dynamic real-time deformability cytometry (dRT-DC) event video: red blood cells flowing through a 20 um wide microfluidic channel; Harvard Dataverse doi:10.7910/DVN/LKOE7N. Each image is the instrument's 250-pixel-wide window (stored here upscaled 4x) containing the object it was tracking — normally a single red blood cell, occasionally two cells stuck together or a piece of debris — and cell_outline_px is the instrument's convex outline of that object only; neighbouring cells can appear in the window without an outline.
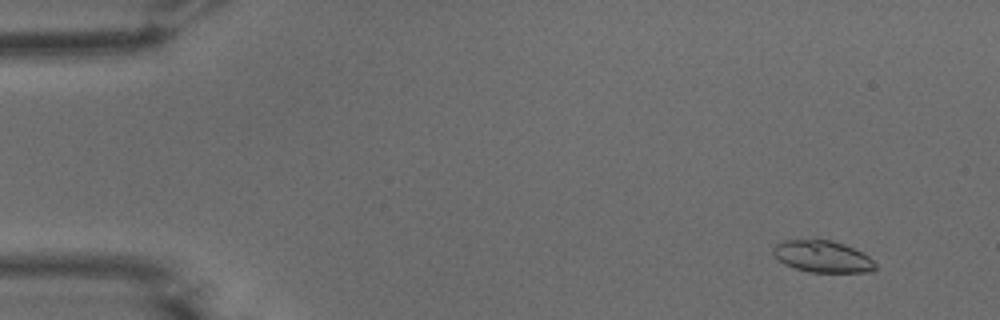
{"species": "common noctule bat (a hibernating species)", "species_latin": "Nyctalus noctula", "temperature_condition": "warm", "stored_images_in_passage": 52, "camera_frame_rate_fps": 3000, "um_per_image_px": 0.085, "animal": {"sex": "male", "body_mass_g": 15.6}, "frame": {"image": 1, "passage_image": 2, "time_ms": 0.333, "image_size_px": [1000, 320], "cell_outline_px": [[876, 268], [872, 272], [812, 272], [796, 268], [784, 264], [772, 252], [772, 248], [776, 244], [784, 240], [812, 236], [816, 236], [832, 240], [844, 244], [864, 252], [876, 264]], "centroid_in_image_um": [69.9, 21.74], "position_along_channel_um": 15.1, "area_um2": 19.59}}
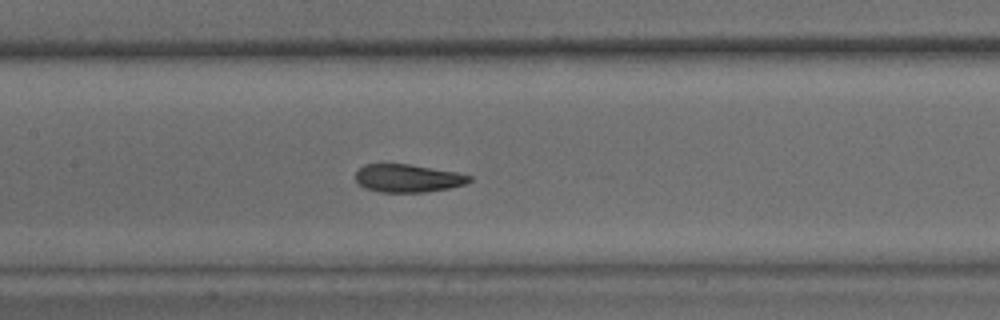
{"frame": {"image": 2, "passage_image": 24, "time_ms": 7.667, "image_size_px": [1000, 320], "cell_outline_px": [[472, 180], [464, 184], [448, 188], [424, 192], [380, 192], [364, 188], [356, 180], [356, 172], [364, 164], [408, 164], [456, 172], [472, 176]], "centroid_in_image_um": [34.65, 15.15], "position_along_channel_um": 172.7, "area_um2": 18.38}}
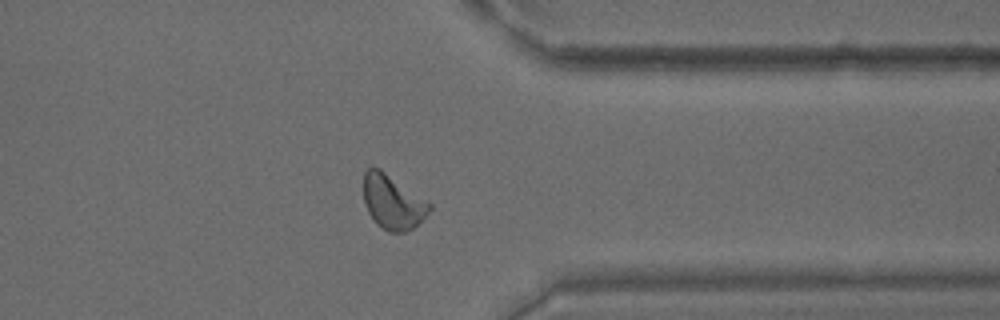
{"frame": {"image": 3, "passage_image": 41, "time_ms": 13.333, "image_size_px": [1000, 320], "cell_outline_px": [[432, 208], [412, 228], [404, 232], [388, 232], [376, 224], [368, 212], [364, 204], [364, 172], [368, 168], [380, 168], [432, 204]], "centroid_in_image_um": [33.35, 17.17], "position_along_channel_um": 378.0, "area_um2": 20.63}, "authors_computed_cell_mechanics": {"area_um2": 19.6809, "velocity_mm_per_s": 3.7216, "shape_relaxation_time_tau1_ms": 3.8311, "shape_relaxation_time_tau2_ms": 1.4114, "deformation_change_tau1": 0.1407, "deformation_change_tau2": 0.0858}}